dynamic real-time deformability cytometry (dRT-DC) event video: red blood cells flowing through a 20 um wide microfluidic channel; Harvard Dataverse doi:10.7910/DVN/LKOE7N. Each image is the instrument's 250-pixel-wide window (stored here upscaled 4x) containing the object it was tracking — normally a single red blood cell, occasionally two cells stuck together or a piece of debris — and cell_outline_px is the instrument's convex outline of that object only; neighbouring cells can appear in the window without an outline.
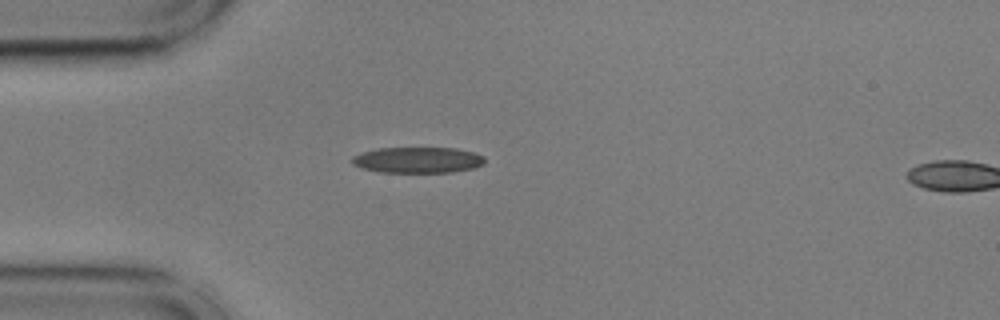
{"species": "common noctule bat (a hibernating species)", "species_latin": "Nyctalus noctula", "temperature_condition": "cold", "stored_images_in_passage": 3, "camera_frame_rate_fps": 3000, "um_per_image_px": 0.085, "animal": {"sex": "male", "body_mass_g": 17.9, "forearm_length_mm": 54.2}, "frame": {"image": 1, "passage_image": 1, "time_ms": 0.0, "image_size_px": [1000, 320], "cell_outline_px": [[484, 164], [476, 168], [452, 172], [380, 172], [360, 168], [352, 164], [352, 156], [376, 148], [456, 148], [476, 152], [484, 156]], "centroid_in_image_um": [35.54, 13.6], "position_along_channel_um": 49.5, "area_um2": 20.23}}